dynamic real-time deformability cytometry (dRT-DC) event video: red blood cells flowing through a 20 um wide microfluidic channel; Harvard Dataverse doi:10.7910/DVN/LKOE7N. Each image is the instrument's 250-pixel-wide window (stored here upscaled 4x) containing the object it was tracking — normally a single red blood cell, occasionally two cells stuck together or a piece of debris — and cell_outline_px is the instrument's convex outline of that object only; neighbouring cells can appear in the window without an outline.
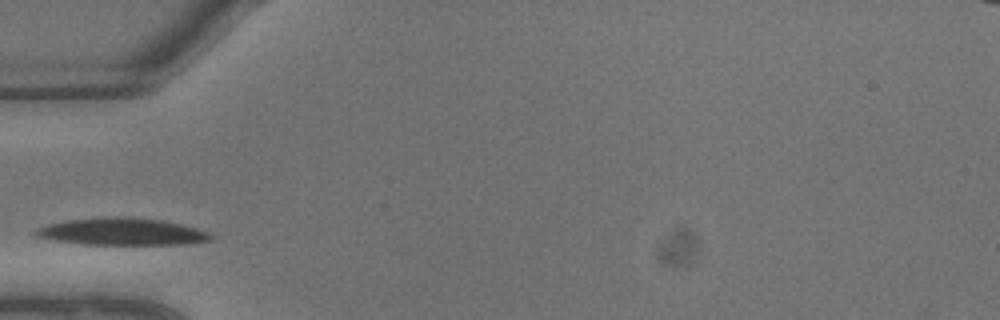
{"species": "common noctule bat (a hibernating species)", "species_latin": "Nyctalus noctula", "temperature_condition": "warm", "stored_images_in_passage": 3, "camera_frame_rate_fps": 3000, "um_per_image_px": 0.085, "animal": {"sex": "male", "body_mass_g": 13.3}, "frame": {"image": 1, "passage_image": 1, "time_ms": 0.0, "image_size_px": [1000, 320], "cell_outline_px": [[212, 240], [188, 244], [80, 244], [56, 240], [40, 236], [32, 232], [36, 228], [48, 224], [64, 220], [108, 216], [124, 216], [160, 220], [180, 224], [212, 232]], "centroid_in_image_um": [10.39, 19.68], "position_along_channel_um": 74.6, "area_um2": 27.69}}